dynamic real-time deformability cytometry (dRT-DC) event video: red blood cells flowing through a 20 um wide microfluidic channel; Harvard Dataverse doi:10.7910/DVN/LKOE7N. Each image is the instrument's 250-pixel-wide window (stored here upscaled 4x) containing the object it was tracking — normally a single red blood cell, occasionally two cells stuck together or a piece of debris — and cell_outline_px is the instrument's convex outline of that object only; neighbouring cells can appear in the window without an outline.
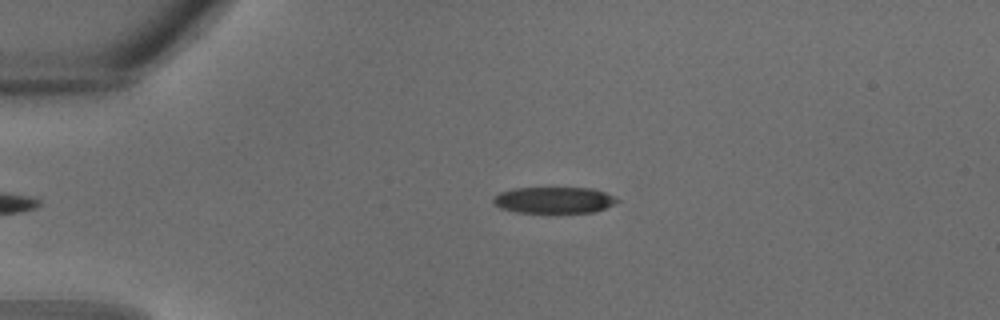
{"species": "common noctule bat (a hibernating species)", "species_latin": "Nyctalus noctula", "temperature_condition": "warm", "stored_images_in_passage": 23, "camera_frame_rate_fps": 3000, "um_per_image_px": 0.085, "animal": {"sex": "male", "body_mass_g": 18.8}, "frame": {"image": 1, "passage_image": 1, "time_ms": 0.0, "image_size_px": [1000, 320], "cell_outline_px": [[620, 200], [616, 204], [592, 212], [516, 212], [500, 208], [492, 204], [492, 200], [500, 192], [512, 188], [592, 188], [616, 196]], "centroid_in_image_um": [47.09, 17.0], "position_along_channel_um": 37.9, "area_um2": 19.02}}
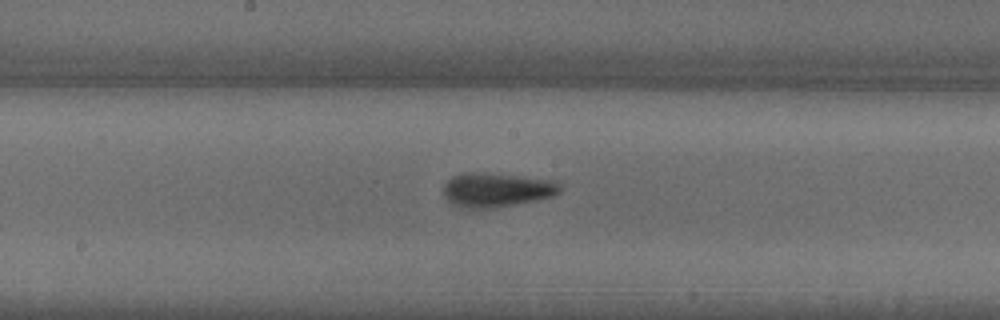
{"frame": {"image": 2, "passage_image": 11, "time_ms": 3.333, "image_size_px": [1000, 320], "cell_outline_px": [[560, 192], [552, 196], [536, 200], [492, 208], [468, 208], [452, 204], [444, 196], [444, 184], [452, 176], [472, 172], [516, 176], [556, 180], [560, 184]], "centroid_in_image_um": [42.21, 16.14], "position_along_channel_um": 206.0, "area_um2": 22.83}}
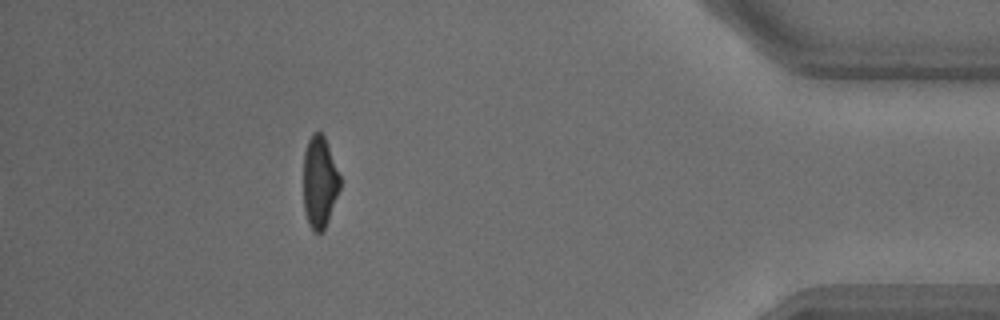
{"frame": {"image": 3, "passage_image": 23, "time_ms": 7.333, "image_size_px": [1000, 320], "cell_outline_px": [[340, 188], [328, 220], [324, 228], [320, 232], [312, 232], [308, 224], [304, 208], [304, 152], [308, 140], [312, 132], [320, 132], [324, 136], [340, 176]], "centroid_in_image_um": [27.15, 15.48], "position_along_channel_um": 408.0, "area_um2": 19.36}}